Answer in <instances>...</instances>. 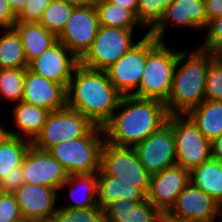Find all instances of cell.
I'll list each match as a JSON object with an SVG mask.
<instances>
[{"instance_id": "6da1fadb", "label": "cell", "mask_w": 222, "mask_h": 222, "mask_svg": "<svg viewBox=\"0 0 222 222\" xmlns=\"http://www.w3.org/2000/svg\"><path fill=\"white\" fill-rule=\"evenodd\" d=\"M116 111L103 130L105 141L118 147L134 148L164 125L169 116L164 102L135 96H122Z\"/></svg>"}, {"instance_id": "7a4b0ae2", "label": "cell", "mask_w": 222, "mask_h": 222, "mask_svg": "<svg viewBox=\"0 0 222 222\" xmlns=\"http://www.w3.org/2000/svg\"><path fill=\"white\" fill-rule=\"evenodd\" d=\"M66 92L67 107L100 127L112 118L122 97L106 71L88 69L80 64L74 69Z\"/></svg>"}, {"instance_id": "3957f363", "label": "cell", "mask_w": 222, "mask_h": 222, "mask_svg": "<svg viewBox=\"0 0 222 222\" xmlns=\"http://www.w3.org/2000/svg\"><path fill=\"white\" fill-rule=\"evenodd\" d=\"M179 51L171 91L165 103L169 115H187L205 100V79L213 52L197 47Z\"/></svg>"}, {"instance_id": "277c9868", "label": "cell", "mask_w": 222, "mask_h": 222, "mask_svg": "<svg viewBox=\"0 0 222 222\" xmlns=\"http://www.w3.org/2000/svg\"><path fill=\"white\" fill-rule=\"evenodd\" d=\"M165 41L146 36V63L138 89L132 95L166 103L171 91L173 74L179 52Z\"/></svg>"}, {"instance_id": "5b68a950", "label": "cell", "mask_w": 222, "mask_h": 222, "mask_svg": "<svg viewBox=\"0 0 222 222\" xmlns=\"http://www.w3.org/2000/svg\"><path fill=\"white\" fill-rule=\"evenodd\" d=\"M104 142L103 127L95 125L85 136L56 144L48 152L69 175L97 173Z\"/></svg>"}, {"instance_id": "8992f818", "label": "cell", "mask_w": 222, "mask_h": 222, "mask_svg": "<svg viewBox=\"0 0 222 222\" xmlns=\"http://www.w3.org/2000/svg\"><path fill=\"white\" fill-rule=\"evenodd\" d=\"M98 175L114 176L118 181L134 184L146 195L149 190L151 174L141 164L134 148L118 147L105 141Z\"/></svg>"}, {"instance_id": "52a82bcc", "label": "cell", "mask_w": 222, "mask_h": 222, "mask_svg": "<svg viewBox=\"0 0 222 222\" xmlns=\"http://www.w3.org/2000/svg\"><path fill=\"white\" fill-rule=\"evenodd\" d=\"M134 30L100 26L89 50L79 60L85 68L105 71L138 42Z\"/></svg>"}, {"instance_id": "ba28073f", "label": "cell", "mask_w": 222, "mask_h": 222, "mask_svg": "<svg viewBox=\"0 0 222 222\" xmlns=\"http://www.w3.org/2000/svg\"><path fill=\"white\" fill-rule=\"evenodd\" d=\"M176 147V161L191 170L211 159L210 141L188 115H169Z\"/></svg>"}, {"instance_id": "9c48e42d", "label": "cell", "mask_w": 222, "mask_h": 222, "mask_svg": "<svg viewBox=\"0 0 222 222\" xmlns=\"http://www.w3.org/2000/svg\"><path fill=\"white\" fill-rule=\"evenodd\" d=\"M94 126L80 112L65 107L48 114L41 132L31 145L39 150L48 151L56 144L85 136Z\"/></svg>"}, {"instance_id": "30bf717a", "label": "cell", "mask_w": 222, "mask_h": 222, "mask_svg": "<svg viewBox=\"0 0 222 222\" xmlns=\"http://www.w3.org/2000/svg\"><path fill=\"white\" fill-rule=\"evenodd\" d=\"M99 27L94 5L80 4L73 8L58 40L80 60L89 50Z\"/></svg>"}, {"instance_id": "8fae6325", "label": "cell", "mask_w": 222, "mask_h": 222, "mask_svg": "<svg viewBox=\"0 0 222 222\" xmlns=\"http://www.w3.org/2000/svg\"><path fill=\"white\" fill-rule=\"evenodd\" d=\"M218 208L214 198L189 182L165 215V222H215Z\"/></svg>"}, {"instance_id": "7c38bea8", "label": "cell", "mask_w": 222, "mask_h": 222, "mask_svg": "<svg viewBox=\"0 0 222 222\" xmlns=\"http://www.w3.org/2000/svg\"><path fill=\"white\" fill-rule=\"evenodd\" d=\"M134 149L141 164L151 175L177 164L175 139L168 121Z\"/></svg>"}, {"instance_id": "4fadbf2b", "label": "cell", "mask_w": 222, "mask_h": 222, "mask_svg": "<svg viewBox=\"0 0 222 222\" xmlns=\"http://www.w3.org/2000/svg\"><path fill=\"white\" fill-rule=\"evenodd\" d=\"M105 71L122 96H132L139 87L146 63V36ZM137 88V89H136Z\"/></svg>"}, {"instance_id": "5bb4252c", "label": "cell", "mask_w": 222, "mask_h": 222, "mask_svg": "<svg viewBox=\"0 0 222 222\" xmlns=\"http://www.w3.org/2000/svg\"><path fill=\"white\" fill-rule=\"evenodd\" d=\"M22 170L25 183L58 190L69 176L66 169L48 151L39 150L33 145L25 153Z\"/></svg>"}, {"instance_id": "9a60e30c", "label": "cell", "mask_w": 222, "mask_h": 222, "mask_svg": "<svg viewBox=\"0 0 222 222\" xmlns=\"http://www.w3.org/2000/svg\"><path fill=\"white\" fill-rule=\"evenodd\" d=\"M207 24L205 0H173L149 34L158 41H164L163 35L169 26L202 31Z\"/></svg>"}, {"instance_id": "2e32d148", "label": "cell", "mask_w": 222, "mask_h": 222, "mask_svg": "<svg viewBox=\"0 0 222 222\" xmlns=\"http://www.w3.org/2000/svg\"><path fill=\"white\" fill-rule=\"evenodd\" d=\"M189 182V170L175 164L151 175L147 200L166 215Z\"/></svg>"}, {"instance_id": "e0dca14e", "label": "cell", "mask_w": 222, "mask_h": 222, "mask_svg": "<svg viewBox=\"0 0 222 222\" xmlns=\"http://www.w3.org/2000/svg\"><path fill=\"white\" fill-rule=\"evenodd\" d=\"M79 59L59 40L34 59L28 68L34 73L66 88Z\"/></svg>"}, {"instance_id": "ac0fdd59", "label": "cell", "mask_w": 222, "mask_h": 222, "mask_svg": "<svg viewBox=\"0 0 222 222\" xmlns=\"http://www.w3.org/2000/svg\"><path fill=\"white\" fill-rule=\"evenodd\" d=\"M22 102L52 111L67 107L66 87L26 68Z\"/></svg>"}, {"instance_id": "d6986e66", "label": "cell", "mask_w": 222, "mask_h": 222, "mask_svg": "<svg viewBox=\"0 0 222 222\" xmlns=\"http://www.w3.org/2000/svg\"><path fill=\"white\" fill-rule=\"evenodd\" d=\"M59 190L52 187L24 183L15 193L21 215L29 220L52 219Z\"/></svg>"}, {"instance_id": "ffe728a7", "label": "cell", "mask_w": 222, "mask_h": 222, "mask_svg": "<svg viewBox=\"0 0 222 222\" xmlns=\"http://www.w3.org/2000/svg\"><path fill=\"white\" fill-rule=\"evenodd\" d=\"M105 222H165V215L147 199L116 200L104 209Z\"/></svg>"}, {"instance_id": "44dd1931", "label": "cell", "mask_w": 222, "mask_h": 222, "mask_svg": "<svg viewBox=\"0 0 222 222\" xmlns=\"http://www.w3.org/2000/svg\"><path fill=\"white\" fill-rule=\"evenodd\" d=\"M147 195L134 184L118 181L117 177L98 175L97 206L104 210L116 200L142 202Z\"/></svg>"}, {"instance_id": "7402d4cb", "label": "cell", "mask_w": 222, "mask_h": 222, "mask_svg": "<svg viewBox=\"0 0 222 222\" xmlns=\"http://www.w3.org/2000/svg\"><path fill=\"white\" fill-rule=\"evenodd\" d=\"M15 106L13 119L21 132L7 129V134L32 142L41 132L50 111L22 101Z\"/></svg>"}, {"instance_id": "603a6c76", "label": "cell", "mask_w": 222, "mask_h": 222, "mask_svg": "<svg viewBox=\"0 0 222 222\" xmlns=\"http://www.w3.org/2000/svg\"><path fill=\"white\" fill-rule=\"evenodd\" d=\"M13 28L20 36L28 65L58 41V37L40 23H15Z\"/></svg>"}, {"instance_id": "cb8c5ba5", "label": "cell", "mask_w": 222, "mask_h": 222, "mask_svg": "<svg viewBox=\"0 0 222 222\" xmlns=\"http://www.w3.org/2000/svg\"><path fill=\"white\" fill-rule=\"evenodd\" d=\"M70 188L69 195L75 199V202L70 203L68 206H62L66 209H88L97 206V189H98V172L91 174H71L68 179L61 185L59 190L64 187ZM81 187V188H79ZM79 188V189H78ZM77 190H83L79 199H77ZM78 194V192H77Z\"/></svg>"}, {"instance_id": "d4e9b609", "label": "cell", "mask_w": 222, "mask_h": 222, "mask_svg": "<svg viewBox=\"0 0 222 222\" xmlns=\"http://www.w3.org/2000/svg\"><path fill=\"white\" fill-rule=\"evenodd\" d=\"M187 115L208 141L222 134V101L204 100Z\"/></svg>"}, {"instance_id": "484cf974", "label": "cell", "mask_w": 222, "mask_h": 222, "mask_svg": "<svg viewBox=\"0 0 222 222\" xmlns=\"http://www.w3.org/2000/svg\"><path fill=\"white\" fill-rule=\"evenodd\" d=\"M190 183L222 203V163L213 159L189 171Z\"/></svg>"}, {"instance_id": "4316f807", "label": "cell", "mask_w": 222, "mask_h": 222, "mask_svg": "<svg viewBox=\"0 0 222 222\" xmlns=\"http://www.w3.org/2000/svg\"><path fill=\"white\" fill-rule=\"evenodd\" d=\"M94 7L100 26L126 30H134L137 25L143 27L132 11L117 6L109 0H97Z\"/></svg>"}, {"instance_id": "83f0119b", "label": "cell", "mask_w": 222, "mask_h": 222, "mask_svg": "<svg viewBox=\"0 0 222 222\" xmlns=\"http://www.w3.org/2000/svg\"><path fill=\"white\" fill-rule=\"evenodd\" d=\"M0 35V69L28 68L23 44L14 28Z\"/></svg>"}, {"instance_id": "f1b7e54d", "label": "cell", "mask_w": 222, "mask_h": 222, "mask_svg": "<svg viewBox=\"0 0 222 222\" xmlns=\"http://www.w3.org/2000/svg\"><path fill=\"white\" fill-rule=\"evenodd\" d=\"M30 146L31 141L8 134L0 141V181L22 164Z\"/></svg>"}, {"instance_id": "f546056e", "label": "cell", "mask_w": 222, "mask_h": 222, "mask_svg": "<svg viewBox=\"0 0 222 222\" xmlns=\"http://www.w3.org/2000/svg\"><path fill=\"white\" fill-rule=\"evenodd\" d=\"M75 6L60 0H52L45 9L39 23L58 37L62 33Z\"/></svg>"}, {"instance_id": "4dcf8cb0", "label": "cell", "mask_w": 222, "mask_h": 222, "mask_svg": "<svg viewBox=\"0 0 222 222\" xmlns=\"http://www.w3.org/2000/svg\"><path fill=\"white\" fill-rule=\"evenodd\" d=\"M26 68L0 69V100L22 101Z\"/></svg>"}, {"instance_id": "1f68e13d", "label": "cell", "mask_w": 222, "mask_h": 222, "mask_svg": "<svg viewBox=\"0 0 222 222\" xmlns=\"http://www.w3.org/2000/svg\"><path fill=\"white\" fill-rule=\"evenodd\" d=\"M173 0H138L136 17L150 32L162 19L165 10Z\"/></svg>"}, {"instance_id": "d6a6232c", "label": "cell", "mask_w": 222, "mask_h": 222, "mask_svg": "<svg viewBox=\"0 0 222 222\" xmlns=\"http://www.w3.org/2000/svg\"><path fill=\"white\" fill-rule=\"evenodd\" d=\"M52 219L54 222H105L104 210L99 207L88 209L58 208Z\"/></svg>"}, {"instance_id": "836d02e7", "label": "cell", "mask_w": 222, "mask_h": 222, "mask_svg": "<svg viewBox=\"0 0 222 222\" xmlns=\"http://www.w3.org/2000/svg\"><path fill=\"white\" fill-rule=\"evenodd\" d=\"M205 100L222 101V60L213 58L205 79Z\"/></svg>"}, {"instance_id": "e575fe53", "label": "cell", "mask_w": 222, "mask_h": 222, "mask_svg": "<svg viewBox=\"0 0 222 222\" xmlns=\"http://www.w3.org/2000/svg\"><path fill=\"white\" fill-rule=\"evenodd\" d=\"M52 0H28L24 9L16 16V23H39L45 9Z\"/></svg>"}, {"instance_id": "d590c367", "label": "cell", "mask_w": 222, "mask_h": 222, "mask_svg": "<svg viewBox=\"0 0 222 222\" xmlns=\"http://www.w3.org/2000/svg\"><path fill=\"white\" fill-rule=\"evenodd\" d=\"M22 218L14 194L0 191V222H15Z\"/></svg>"}, {"instance_id": "8d00e7d4", "label": "cell", "mask_w": 222, "mask_h": 222, "mask_svg": "<svg viewBox=\"0 0 222 222\" xmlns=\"http://www.w3.org/2000/svg\"><path fill=\"white\" fill-rule=\"evenodd\" d=\"M207 35L200 49L213 52L222 43V16L211 19L207 24Z\"/></svg>"}, {"instance_id": "74e56055", "label": "cell", "mask_w": 222, "mask_h": 222, "mask_svg": "<svg viewBox=\"0 0 222 222\" xmlns=\"http://www.w3.org/2000/svg\"><path fill=\"white\" fill-rule=\"evenodd\" d=\"M25 183L22 164L13 168V171L0 181L2 193L14 194Z\"/></svg>"}, {"instance_id": "f35d334b", "label": "cell", "mask_w": 222, "mask_h": 222, "mask_svg": "<svg viewBox=\"0 0 222 222\" xmlns=\"http://www.w3.org/2000/svg\"><path fill=\"white\" fill-rule=\"evenodd\" d=\"M16 23V16L11 11L6 0H0V27L1 29L13 28Z\"/></svg>"}, {"instance_id": "ab89813d", "label": "cell", "mask_w": 222, "mask_h": 222, "mask_svg": "<svg viewBox=\"0 0 222 222\" xmlns=\"http://www.w3.org/2000/svg\"><path fill=\"white\" fill-rule=\"evenodd\" d=\"M207 23L216 17L222 16V0H205Z\"/></svg>"}, {"instance_id": "60d3db41", "label": "cell", "mask_w": 222, "mask_h": 222, "mask_svg": "<svg viewBox=\"0 0 222 222\" xmlns=\"http://www.w3.org/2000/svg\"><path fill=\"white\" fill-rule=\"evenodd\" d=\"M211 159L222 163V134L210 142Z\"/></svg>"}, {"instance_id": "b9f144b4", "label": "cell", "mask_w": 222, "mask_h": 222, "mask_svg": "<svg viewBox=\"0 0 222 222\" xmlns=\"http://www.w3.org/2000/svg\"><path fill=\"white\" fill-rule=\"evenodd\" d=\"M109 1L117 6L132 11L136 15L138 0H109Z\"/></svg>"}, {"instance_id": "7bdbcfd3", "label": "cell", "mask_w": 222, "mask_h": 222, "mask_svg": "<svg viewBox=\"0 0 222 222\" xmlns=\"http://www.w3.org/2000/svg\"><path fill=\"white\" fill-rule=\"evenodd\" d=\"M11 8V11L17 16L23 9L28 0H6Z\"/></svg>"}, {"instance_id": "ee69618b", "label": "cell", "mask_w": 222, "mask_h": 222, "mask_svg": "<svg viewBox=\"0 0 222 222\" xmlns=\"http://www.w3.org/2000/svg\"><path fill=\"white\" fill-rule=\"evenodd\" d=\"M97 0H74V5H94Z\"/></svg>"}, {"instance_id": "f6af8a7d", "label": "cell", "mask_w": 222, "mask_h": 222, "mask_svg": "<svg viewBox=\"0 0 222 222\" xmlns=\"http://www.w3.org/2000/svg\"><path fill=\"white\" fill-rule=\"evenodd\" d=\"M214 57L222 60V43L213 51Z\"/></svg>"}, {"instance_id": "bcb514c9", "label": "cell", "mask_w": 222, "mask_h": 222, "mask_svg": "<svg viewBox=\"0 0 222 222\" xmlns=\"http://www.w3.org/2000/svg\"><path fill=\"white\" fill-rule=\"evenodd\" d=\"M6 127L1 126V122H0V141L7 135V129H5Z\"/></svg>"}, {"instance_id": "7dc6e473", "label": "cell", "mask_w": 222, "mask_h": 222, "mask_svg": "<svg viewBox=\"0 0 222 222\" xmlns=\"http://www.w3.org/2000/svg\"><path fill=\"white\" fill-rule=\"evenodd\" d=\"M217 216H219V219H221V222H222V203L219 204Z\"/></svg>"}, {"instance_id": "c3c4849f", "label": "cell", "mask_w": 222, "mask_h": 222, "mask_svg": "<svg viewBox=\"0 0 222 222\" xmlns=\"http://www.w3.org/2000/svg\"><path fill=\"white\" fill-rule=\"evenodd\" d=\"M32 222H54L53 219L33 220Z\"/></svg>"}, {"instance_id": "681fc988", "label": "cell", "mask_w": 222, "mask_h": 222, "mask_svg": "<svg viewBox=\"0 0 222 222\" xmlns=\"http://www.w3.org/2000/svg\"><path fill=\"white\" fill-rule=\"evenodd\" d=\"M15 222H32V220L22 218V219H20L18 221H15Z\"/></svg>"}, {"instance_id": "f907efd6", "label": "cell", "mask_w": 222, "mask_h": 222, "mask_svg": "<svg viewBox=\"0 0 222 222\" xmlns=\"http://www.w3.org/2000/svg\"><path fill=\"white\" fill-rule=\"evenodd\" d=\"M62 2H67V3H70V4H73L74 5V0H60Z\"/></svg>"}]
</instances>
